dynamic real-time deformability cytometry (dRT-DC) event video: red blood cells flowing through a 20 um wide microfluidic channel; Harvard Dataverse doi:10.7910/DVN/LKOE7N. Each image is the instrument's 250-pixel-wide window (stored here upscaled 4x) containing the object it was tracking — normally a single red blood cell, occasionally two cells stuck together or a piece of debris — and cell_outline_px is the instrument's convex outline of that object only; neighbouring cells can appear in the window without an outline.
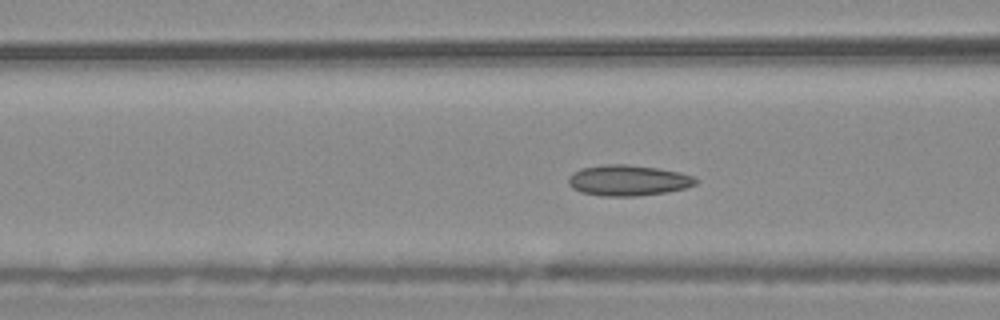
{"species": "common noctule bat (a hibernating species)", "species_latin": "Nyctalus noctula", "temperature_condition": "warm", "stored_images_in_passage": 44, "camera_frame_rate_fps": 3000, "um_per_image_px": 0.085, "animal": {"sex": "male", "body_mass_g": 20.4}, "frame": {"image": 1, "passage_image": 9, "time_ms": 2.667, "image_size_px": [1000, 320], "cell_outline_px": [[700, 180], [696, 184], [684, 188], [668, 192], [636, 196], [604, 196], [580, 192], [572, 188], [568, 184], [568, 176], [572, 172], [580, 168], [604, 164], [628, 164], [656, 168], [680, 172], [692, 176]], "centroid_in_image_um": [53.36, 15.33], "position_along_channel_um": 113.2, "area_um2": 23.0}}
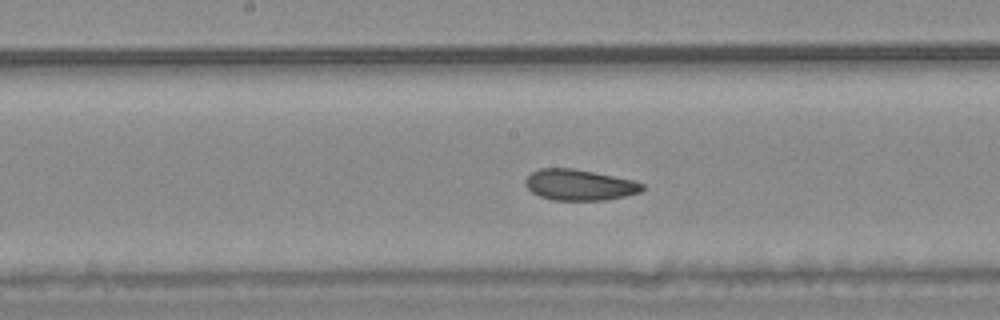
{"frame": {"image": 2, "passage_image": 16, "time_ms": 5.0, "image_size_px": [1000, 320], "cell_outline_px": [[644, 188], [640, 192], [624, 196], [604, 200], [552, 200], [540, 196], [532, 192], [524, 184], [524, 180], [532, 172], [540, 168], [572, 168], [632, 180], [644, 184]], "centroid_in_image_um": [49.22, 15.72], "position_along_channel_um": 199.0, "area_um2": 20.87}}
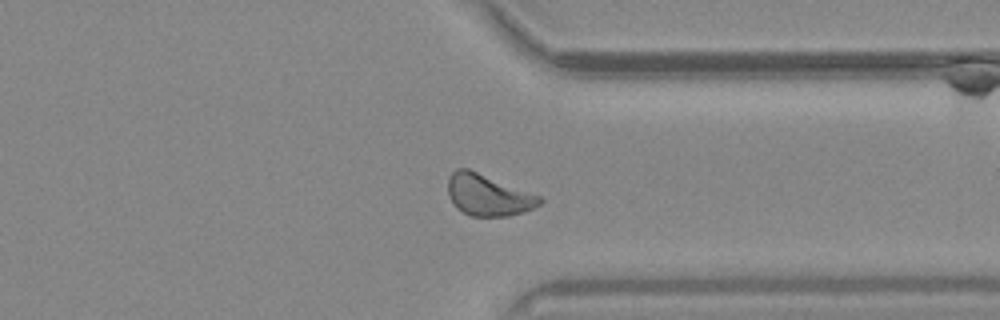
{"frame": {"image": 3, "passage_image": 30, "time_ms": 9.667, "image_size_px": [1000, 320], "cell_outline_px": [[544, 200], [540, 204], [524, 212], [508, 216], [472, 216], [456, 208], [452, 204], [448, 196], [448, 176], [456, 168], [468, 168], [540, 196]], "centroid_in_image_um": [41.45, 16.58], "position_along_channel_um": 369.9, "area_um2": 22.14}, "authors_computed_cell_mechanics": {"area_um2": 21.4149, "velocity_mm_per_s": 3.6752, "shape_relaxation_time_tau1_ms": null, "shape_relaxation_time_tau2_ms": 3.6199, "deformation_change_tau1": null, "deformation_change_tau2": 0.0897}}